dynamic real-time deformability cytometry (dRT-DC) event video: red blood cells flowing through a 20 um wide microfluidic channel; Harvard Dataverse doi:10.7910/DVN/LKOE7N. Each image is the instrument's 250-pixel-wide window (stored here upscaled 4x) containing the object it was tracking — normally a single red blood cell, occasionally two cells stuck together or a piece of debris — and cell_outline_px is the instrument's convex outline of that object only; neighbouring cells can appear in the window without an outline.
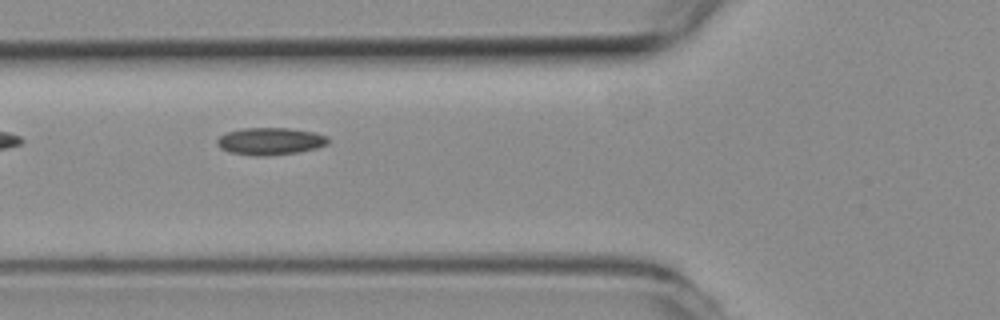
{"species": "common noctule bat (a hibernating species)", "species_latin": "Nyctalus noctula", "temperature_condition": "room temperature", "stored_images_in_passage": 39, "camera_frame_rate_fps": 3000, "um_per_image_px": 0.085, "animal": {"sex": "female", "body_mass_g": 19.3, "forearm_length_mm": 54.1}, "frame": {"image": 1, "passage_image": 4, "time_ms": 1.0, "image_size_px": [1000, 320], "cell_outline_px": [[328, 144], [316, 148], [300, 152], [268, 156], [252, 156], [228, 152], [220, 148], [216, 144], [216, 140], [220, 136], [228, 132], [244, 128], [288, 128], [316, 132], [328, 136]], "centroid_in_image_um": [22.97, 12.01], "position_along_channel_um": 102.8, "area_um2": 17.86}}
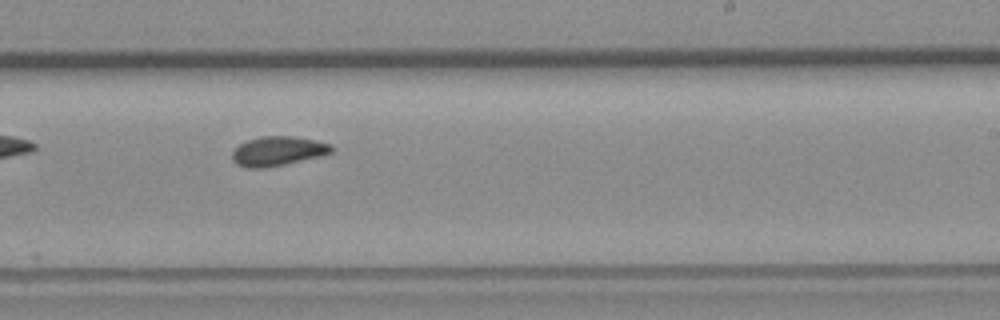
{"frame": {"image": 2, "passage_image": 17, "time_ms": 5.333, "image_size_px": [1000, 320], "cell_outline_px": [[332, 152], [320, 156], [284, 164], [264, 168], [248, 168], [236, 164], [232, 160], [232, 152], [240, 144], [248, 140], [260, 136], [296, 136], [316, 140], [332, 144]], "centroid_in_image_um": [23.61, 12.83], "position_along_channel_um": 265.4, "area_um2": 16.99}}
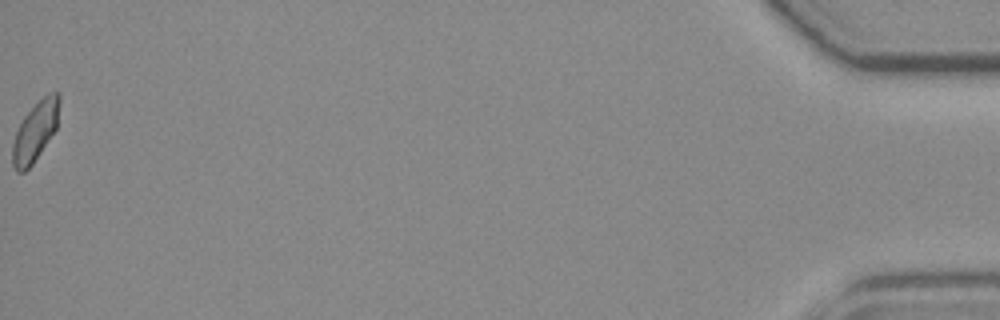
{"frame": {"image": 3, "passage_image": 39, "time_ms": 12.667, "image_size_px": [1000, 320], "cell_outline_px": [[60, 100], [56, 128], [32, 164], [24, 172], [16, 172], [12, 164], [12, 144], [16, 132], [24, 116], [48, 92], [60, 92]], "centroid_in_image_um": [2.99, 11.17], "position_along_channel_um": 432.2, "area_um2": 15.95}, "authors_computed_cell_mechanics": {"area_um2": 16.3574, "velocity_mm_per_s": 3.7462, "shape_relaxation_time_tau1_ms": null, "shape_relaxation_time_tau2_ms": 2.8432, "deformation_change_tau1": null, "deformation_change_tau2": 0.0583}}